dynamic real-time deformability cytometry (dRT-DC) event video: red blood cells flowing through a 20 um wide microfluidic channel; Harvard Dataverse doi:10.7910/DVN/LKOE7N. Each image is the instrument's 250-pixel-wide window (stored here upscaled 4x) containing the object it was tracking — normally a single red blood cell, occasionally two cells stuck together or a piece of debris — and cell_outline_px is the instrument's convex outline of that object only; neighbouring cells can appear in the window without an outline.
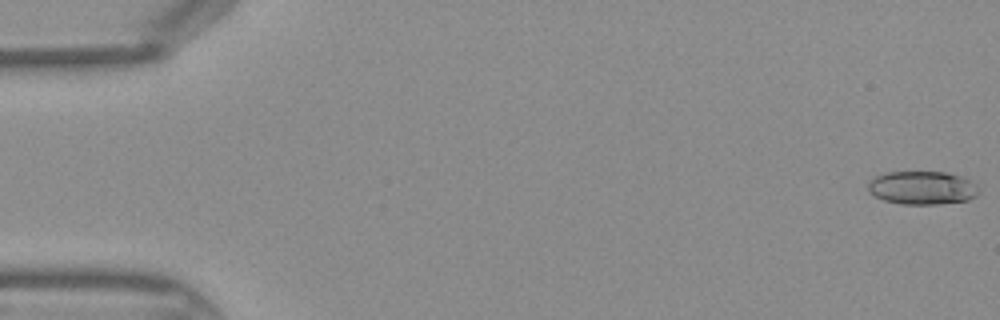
{"species": "Egyptian fruit bat (a non-hibernating species)", "species_latin": "Rousettus aegyptiacus", "temperature_condition": "warm", "stored_images_in_passage": 11, "camera_frame_rate_fps": 3000, "um_per_image_px": 0.085, "frame": {"image": 1, "passage_image": 1, "time_ms": 0.0, "image_size_px": [1000, 320], "cell_outline_px": [[976, 196], [968, 200], [940, 204], [900, 204], [884, 200], [868, 192], [868, 180], [872, 176], [888, 172], [944, 172], [960, 176], [968, 180], [976, 192]], "centroid_in_image_um": [78.27, 15.96], "position_along_channel_um": 6.7, "area_um2": 21.27}}